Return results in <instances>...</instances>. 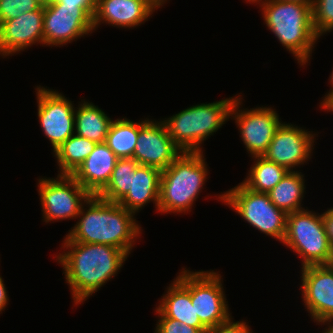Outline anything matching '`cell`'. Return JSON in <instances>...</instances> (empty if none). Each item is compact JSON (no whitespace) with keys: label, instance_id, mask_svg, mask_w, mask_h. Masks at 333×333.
<instances>
[{"label":"cell","instance_id":"6da1fadb","mask_svg":"<svg viewBox=\"0 0 333 333\" xmlns=\"http://www.w3.org/2000/svg\"><path fill=\"white\" fill-rule=\"evenodd\" d=\"M61 251L53 257L63 268L74 306L84 304L117 276L129 257L123 250L105 244L70 242L65 236Z\"/></svg>","mask_w":333,"mask_h":333},{"label":"cell","instance_id":"7a4b0ae2","mask_svg":"<svg viewBox=\"0 0 333 333\" xmlns=\"http://www.w3.org/2000/svg\"><path fill=\"white\" fill-rule=\"evenodd\" d=\"M77 219L65 235L70 242L110 245L123 250L128 256L143 231L134 213L98 195L89 196L81 206Z\"/></svg>","mask_w":333,"mask_h":333},{"label":"cell","instance_id":"3957f363","mask_svg":"<svg viewBox=\"0 0 333 333\" xmlns=\"http://www.w3.org/2000/svg\"><path fill=\"white\" fill-rule=\"evenodd\" d=\"M256 5L267 29L286 51L294 56L300 67L310 65L312 51L320 40L313 26L312 6L303 2L262 0Z\"/></svg>","mask_w":333,"mask_h":333},{"label":"cell","instance_id":"277c9868","mask_svg":"<svg viewBox=\"0 0 333 333\" xmlns=\"http://www.w3.org/2000/svg\"><path fill=\"white\" fill-rule=\"evenodd\" d=\"M204 156L203 152H182L162 170L158 213L185 215L192 211L210 174Z\"/></svg>","mask_w":333,"mask_h":333},{"label":"cell","instance_id":"5b68a950","mask_svg":"<svg viewBox=\"0 0 333 333\" xmlns=\"http://www.w3.org/2000/svg\"><path fill=\"white\" fill-rule=\"evenodd\" d=\"M236 96L192 105L162 118V121L171 139L182 152H205L204 141L230 121V110Z\"/></svg>","mask_w":333,"mask_h":333},{"label":"cell","instance_id":"8992f818","mask_svg":"<svg viewBox=\"0 0 333 333\" xmlns=\"http://www.w3.org/2000/svg\"><path fill=\"white\" fill-rule=\"evenodd\" d=\"M282 244L298 255L302 267L333 264V248L325 230L323 212L306 208L287 214Z\"/></svg>","mask_w":333,"mask_h":333},{"label":"cell","instance_id":"52a82bcc","mask_svg":"<svg viewBox=\"0 0 333 333\" xmlns=\"http://www.w3.org/2000/svg\"><path fill=\"white\" fill-rule=\"evenodd\" d=\"M214 196H216V200L218 199L217 201L231 208L255 230L280 243L283 242L286 234L287 214L271 202L267 193L254 192L239 183Z\"/></svg>","mask_w":333,"mask_h":333},{"label":"cell","instance_id":"ba28073f","mask_svg":"<svg viewBox=\"0 0 333 333\" xmlns=\"http://www.w3.org/2000/svg\"><path fill=\"white\" fill-rule=\"evenodd\" d=\"M178 274V275H177ZM176 277L189 289L191 303L201 323L210 329L228 321L232 316L220 271H191L185 267Z\"/></svg>","mask_w":333,"mask_h":333},{"label":"cell","instance_id":"9c48e42d","mask_svg":"<svg viewBox=\"0 0 333 333\" xmlns=\"http://www.w3.org/2000/svg\"><path fill=\"white\" fill-rule=\"evenodd\" d=\"M37 181L43 222L77 219L90 194L71 175L40 176Z\"/></svg>","mask_w":333,"mask_h":333},{"label":"cell","instance_id":"30bf717a","mask_svg":"<svg viewBox=\"0 0 333 333\" xmlns=\"http://www.w3.org/2000/svg\"><path fill=\"white\" fill-rule=\"evenodd\" d=\"M242 95L239 93L235 97L230 110V119L235 121L240 139L249 156H262L283 121L271 106L242 109L244 100Z\"/></svg>","mask_w":333,"mask_h":333},{"label":"cell","instance_id":"8fae6325","mask_svg":"<svg viewBox=\"0 0 333 333\" xmlns=\"http://www.w3.org/2000/svg\"><path fill=\"white\" fill-rule=\"evenodd\" d=\"M96 8H79L64 3L44 6V46L62 47L94 33Z\"/></svg>","mask_w":333,"mask_h":333},{"label":"cell","instance_id":"7c38bea8","mask_svg":"<svg viewBox=\"0 0 333 333\" xmlns=\"http://www.w3.org/2000/svg\"><path fill=\"white\" fill-rule=\"evenodd\" d=\"M37 119L53 153L75 133V105L62 92L37 85Z\"/></svg>","mask_w":333,"mask_h":333},{"label":"cell","instance_id":"4fadbf2b","mask_svg":"<svg viewBox=\"0 0 333 333\" xmlns=\"http://www.w3.org/2000/svg\"><path fill=\"white\" fill-rule=\"evenodd\" d=\"M308 130L306 127L303 128L294 123L282 122L262 156L284 166L289 171H297L298 168H301L300 166L303 168V165H307L311 160L315 148L314 143H316V137L319 136V132Z\"/></svg>","mask_w":333,"mask_h":333},{"label":"cell","instance_id":"5bb4252c","mask_svg":"<svg viewBox=\"0 0 333 333\" xmlns=\"http://www.w3.org/2000/svg\"><path fill=\"white\" fill-rule=\"evenodd\" d=\"M302 301L311 320H333V264L300 267Z\"/></svg>","mask_w":333,"mask_h":333},{"label":"cell","instance_id":"9a60e30c","mask_svg":"<svg viewBox=\"0 0 333 333\" xmlns=\"http://www.w3.org/2000/svg\"><path fill=\"white\" fill-rule=\"evenodd\" d=\"M182 150L171 139L164 122L149 119L140 129L133 158L140 165L166 169Z\"/></svg>","mask_w":333,"mask_h":333},{"label":"cell","instance_id":"2e32d148","mask_svg":"<svg viewBox=\"0 0 333 333\" xmlns=\"http://www.w3.org/2000/svg\"><path fill=\"white\" fill-rule=\"evenodd\" d=\"M44 6L0 24V57L22 53L33 45L44 47Z\"/></svg>","mask_w":333,"mask_h":333},{"label":"cell","instance_id":"e0dca14e","mask_svg":"<svg viewBox=\"0 0 333 333\" xmlns=\"http://www.w3.org/2000/svg\"><path fill=\"white\" fill-rule=\"evenodd\" d=\"M160 7L154 0H97L93 18L94 31L101 24L134 29L143 25Z\"/></svg>","mask_w":333,"mask_h":333},{"label":"cell","instance_id":"ac0fdd59","mask_svg":"<svg viewBox=\"0 0 333 333\" xmlns=\"http://www.w3.org/2000/svg\"><path fill=\"white\" fill-rule=\"evenodd\" d=\"M104 143H97L93 152L71 175L90 195H98L108 184L118 161Z\"/></svg>","mask_w":333,"mask_h":333},{"label":"cell","instance_id":"d6986e66","mask_svg":"<svg viewBox=\"0 0 333 333\" xmlns=\"http://www.w3.org/2000/svg\"><path fill=\"white\" fill-rule=\"evenodd\" d=\"M161 172L158 168L139 164L132 171L131 187L128 193L118 203L137 215L152 202L158 212Z\"/></svg>","mask_w":333,"mask_h":333},{"label":"cell","instance_id":"ffe728a7","mask_svg":"<svg viewBox=\"0 0 333 333\" xmlns=\"http://www.w3.org/2000/svg\"><path fill=\"white\" fill-rule=\"evenodd\" d=\"M166 288L156 307L167 318L178 320L182 324L198 328L202 333H207L208 329L201 323L191 303L189 289L177 277Z\"/></svg>","mask_w":333,"mask_h":333},{"label":"cell","instance_id":"44dd1931","mask_svg":"<svg viewBox=\"0 0 333 333\" xmlns=\"http://www.w3.org/2000/svg\"><path fill=\"white\" fill-rule=\"evenodd\" d=\"M112 120L98 105L81 99L75 107V134L95 143H104Z\"/></svg>","mask_w":333,"mask_h":333},{"label":"cell","instance_id":"7402d4cb","mask_svg":"<svg viewBox=\"0 0 333 333\" xmlns=\"http://www.w3.org/2000/svg\"><path fill=\"white\" fill-rule=\"evenodd\" d=\"M305 175L300 170L289 171L267 194L271 202L286 214L303 210L306 194Z\"/></svg>","mask_w":333,"mask_h":333},{"label":"cell","instance_id":"603a6c76","mask_svg":"<svg viewBox=\"0 0 333 333\" xmlns=\"http://www.w3.org/2000/svg\"><path fill=\"white\" fill-rule=\"evenodd\" d=\"M148 120L149 117L136 122L125 117L112 120L105 143L119 159L133 158L139 129Z\"/></svg>","mask_w":333,"mask_h":333},{"label":"cell","instance_id":"cb8c5ba5","mask_svg":"<svg viewBox=\"0 0 333 333\" xmlns=\"http://www.w3.org/2000/svg\"><path fill=\"white\" fill-rule=\"evenodd\" d=\"M251 158L254 162L248 168L247 176L241 183L254 192L268 193L289 172L284 166L269 161L263 156Z\"/></svg>","mask_w":333,"mask_h":333},{"label":"cell","instance_id":"d4e9b609","mask_svg":"<svg viewBox=\"0 0 333 333\" xmlns=\"http://www.w3.org/2000/svg\"><path fill=\"white\" fill-rule=\"evenodd\" d=\"M97 143L73 134L54 153L59 175H72L93 152Z\"/></svg>","mask_w":333,"mask_h":333},{"label":"cell","instance_id":"484cf974","mask_svg":"<svg viewBox=\"0 0 333 333\" xmlns=\"http://www.w3.org/2000/svg\"><path fill=\"white\" fill-rule=\"evenodd\" d=\"M134 158L118 159L106 187L98 196L109 202L118 203L129 191L132 181V171L138 166Z\"/></svg>","mask_w":333,"mask_h":333},{"label":"cell","instance_id":"4316f807","mask_svg":"<svg viewBox=\"0 0 333 333\" xmlns=\"http://www.w3.org/2000/svg\"><path fill=\"white\" fill-rule=\"evenodd\" d=\"M312 15L314 30L319 38L333 31V0H315Z\"/></svg>","mask_w":333,"mask_h":333},{"label":"cell","instance_id":"83f0119b","mask_svg":"<svg viewBox=\"0 0 333 333\" xmlns=\"http://www.w3.org/2000/svg\"><path fill=\"white\" fill-rule=\"evenodd\" d=\"M40 6L36 0H0V24L23 13L35 11Z\"/></svg>","mask_w":333,"mask_h":333},{"label":"cell","instance_id":"f1b7e54d","mask_svg":"<svg viewBox=\"0 0 333 333\" xmlns=\"http://www.w3.org/2000/svg\"><path fill=\"white\" fill-rule=\"evenodd\" d=\"M154 311L157 314L155 317H158L154 333H202L198 328L167 318L157 307L154 308Z\"/></svg>","mask_w":333,"mask_h":333},{"label":"cell","instance_id":"f546056e","mask_svg":"<svg viewBox=\"0 0 333 333\" xmlns=\"http://www.w3.org/2000/svg\"><path fill=\"white\" fill-rule=\"evenodd\" d=\"M248 323L245 319L235 321L231 317L228 321L208 329L207 333H254Z\"/></svg>","mask_w":333,"mask_h":333},{"label":"cell","instance_id":"4dcf8cb0","mask_svg":"<svg viewBox=\"0 0 333 333\" xmlns=\"http://www.w3.org/2000/svg\"><path fill=\"white\" fill-rule=\"evenodd\" d=\"M323 221L329 242L333 248V207L323 212Z\"/></svg>","mask_w":333,"mask_h":333},{"label":"cell","instance_id":"1f68e13d","mask_svg":"<svg viewBox=\"0 0 333 333\" xmlns=\"http://www.w3.org/2000/svg\"><path fill=\"white\" fill-rule=\"evenodd\" d=\"M97 0H52L50 3H64V5L78 6L79 8H96Z\"/></svg>","mask_w":333,"mask_h":333},{"label":"cell","instance_id":"d6a6232c","mask_svg":"<svg viewBox=\"0 0 333 333\" xmlns=\"http://www.w3.org/2000/svg\"><path fill=\"white\" fill-rule=\"evenodd\" d=\"M328 80L330 85L329 87L331 88L325 93V95L322 97L323 99L319 102V108L322 109L321 111L326 110L333 103V70L330 73Z\"/></svg>","mask_w":333,"mask_h":333},{"label":"cell","instance_id":"836d02e7","mask_svg":"<svg viewBox=\"0 0 333 333\" xmlns=\"http://www.w3.org/2000/svg\"><path fill=\"white\" fill-rule=\"evenodd\" d=\"M9 295L7 287L4 284V279L0 275V314L6 310L7 305L9 304Z\"/></svg>","mask_w":333,"mask_h":333},{"label":"cell","instance_id":"e575fe53","mask_svg":"<svg viewBox=\"0 0 333 333\" xmlns=\"http://www.w3.org/2000/svg\"><path fill=\"white\" fill-rule=\"evenodd\" d=\"M317 325L327 326V327H324L325 328L324 330L322 329L321 333H333V320L324 321V322L318 323Z\"/></svg>","mask_w":333,"mask_h":333},{"label":"cell","instance_id":"d590c367","mask_svg":"<svg viewBox=\"0 0 333 333\" xmlns=\"http://www.w3.org/2000/svg\"><path fill=\"white\" fill-rule=\"evenodd\" d=\"M286 1H296V2H303V3H306V4H309L311 6H313L315 0H286Z\"/></svg>","mask_w":333,"mask_h":333},{"label":"cell","instance_id":"8d00e7d4","mask_svg":"<svg viewBox=\"0 0 333 333\" xmlns=\"http://www.w3.org/2000/svg\"><path fill=\"white\" fill-rule=\"evenodd\" d=\"M41 6H47L52 0H36Z\"/></svg>","mask_w":333,"mask_h":333},{"label":"cell","instance_id":"74e56055","mask_svg":"<svg viewBox=\"0 0 333 333\" xmlns=\"http://www.w3.org/2000/svg\"><path fill=\"white\" fill-rule=\"evenodd\" d=\"M160 7H163L164 4L169 2L170 0H154Z\"/></svg>","mask_w":333,"mask_h":333},{"label":"cell","instance_id":"f35d334b","mask_svg":"<svg viewBox=\"0 0 333 333\" xmlns=\"http://www.w3.org/2000/svg\"><path fill=\"white\" fill-rule=\"evenodd\" d=\"M247 4L249 3V4H257L258 2H260V1H262V0H244Z\"/></svg>","mask_w":333,"mask_h":333}]
</instances>
